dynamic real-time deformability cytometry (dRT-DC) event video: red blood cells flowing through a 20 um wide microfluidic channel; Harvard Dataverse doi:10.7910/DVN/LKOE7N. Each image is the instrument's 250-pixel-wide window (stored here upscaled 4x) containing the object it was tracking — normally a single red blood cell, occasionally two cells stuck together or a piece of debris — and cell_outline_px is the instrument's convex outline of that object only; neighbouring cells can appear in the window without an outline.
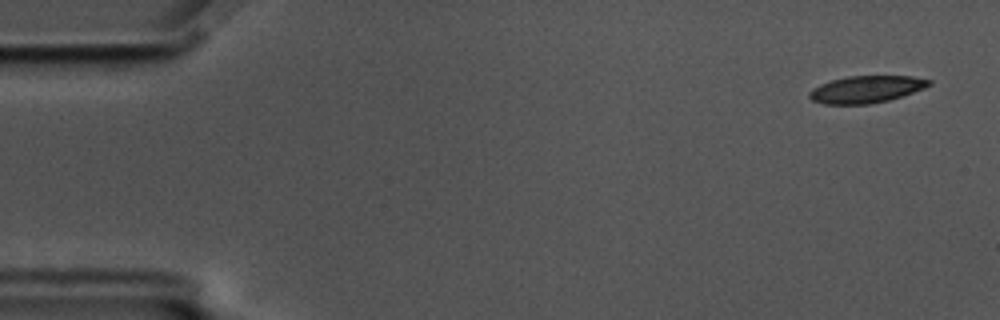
{"species": "common noctule bat (a hibernating species)", "species_latin": "Nyctalus noctula", "temperature_condition": "cold", "stored_images_in_passage": 58, "camera_frame_rate_fps": 3000, "um_per_image_px": 0.085, "animal": {"sex": "male", "body_mass_g": 17.5, "forearm_length_mm": 52.3}, "frame": {"image": 1, "passage_image": 3, "time_ms": 0.667, "image_size_px": [1000, 320], "cell_outline_px": [[932, 84], [924, 88], [888, 100], [872, 104], [824, 104], [812, 100], [808, 96], [808, 92], [812, 88], [820, 84], [832, 80], [848, 76], [912, 76], [932, 80]], "centroid_in_image_um": [73.61, 7.59], "position_along_channel_um": 11.4, "area_um2": 18.84}}
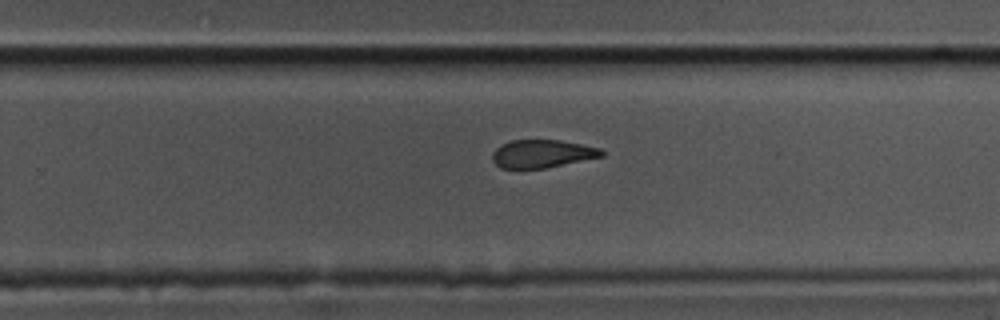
{"frame": {"image": 2, "passage_image": 37, "time_ms": 12.0, "image_size_px": [1000, 320], "cell_outline_px": [[604, 156], [544, 168], [500, 168], [492, 160], [492, 152], [500, 144], [512, 140], [560, 140], [600, 148], [604, 152]], "centroid_in_image_um": [46.05, 13.06], "position_along_channel_um": 283.7, "area_um2": 17.74}}
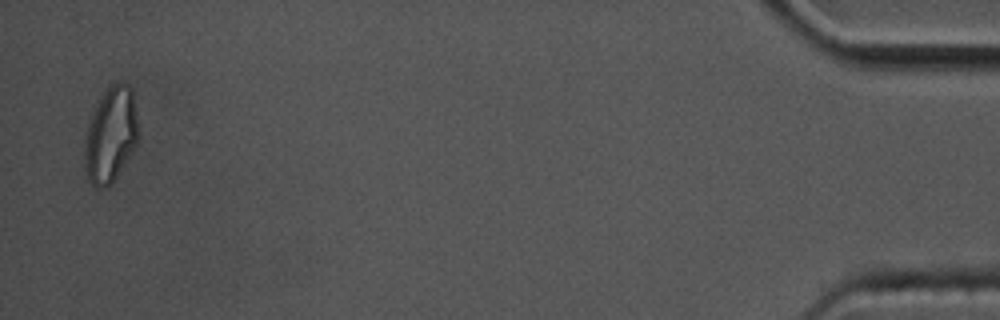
{"frame": {"image": 3, "passage_image": 57, "time_ms": 18.667, "image_size_px": [1000, 320], "cell_outline_px": [[136, 144], [132, 152], [112, 184], [108, 188], [96, 188], [88, 180], [84, 156], [84, 144], [88, 128], [92, 116], [104, 92], [112, 84], [128, 84], [132, 88], [136, 116]], "centroid_in_image_um": [9.4, 11.53], "position_along_channel_um": 425.8, "area_um2": 29.02}, "authors_computed_cell_mechanics": {"area_um2": 20.0855, "velocity_mm_per_s": 3.4643, "shape_relaxation_time_tau1_ms": null, "shape_relaxation_time_tau2_ms": 3.8606, "deformation_change_tau1": null, "deformation_change_tau2": 0.1077}}